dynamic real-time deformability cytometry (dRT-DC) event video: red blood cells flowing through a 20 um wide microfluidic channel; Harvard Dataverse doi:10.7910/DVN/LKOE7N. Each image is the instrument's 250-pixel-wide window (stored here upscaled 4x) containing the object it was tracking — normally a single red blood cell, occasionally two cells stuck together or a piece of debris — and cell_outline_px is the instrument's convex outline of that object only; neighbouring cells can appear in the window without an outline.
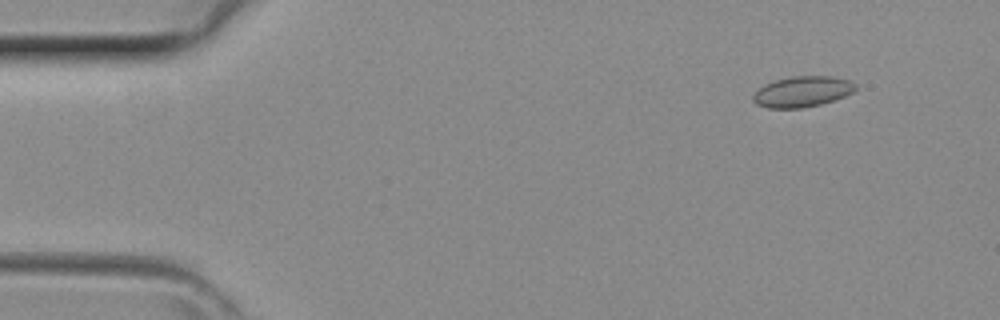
{"species": "common noctule bat (a hibernating species)", "species_latin": "Nyctalus noctula", "temperature_condition": "room temperature", "stored_images_in_passage": 9, "camera_frame_rate_fps": 3000, "um_per_image_px": 0.085, "animal": {"sex": "female", "body_mass_g": 29.2, "forearm_length_mm": 56.3}, "frame": {"image": 1, "passage_image": 1, "time_ms": 0.0, "image_size_px": [1000, 320], "cell_outline_px": [[856, 88], [852, 92], [844, 96], [820, 104], [804, 108], [768, 108], [756, 104], [752, 100], [752, 96], [764, 84], [776, 80], [792, 76], [832, 76], [848, 80], [856, 84]], "centroid_in_image_um": [68.18, 7.79], "position_along_channel_um": 16.8, "area_um2": 18.21}}